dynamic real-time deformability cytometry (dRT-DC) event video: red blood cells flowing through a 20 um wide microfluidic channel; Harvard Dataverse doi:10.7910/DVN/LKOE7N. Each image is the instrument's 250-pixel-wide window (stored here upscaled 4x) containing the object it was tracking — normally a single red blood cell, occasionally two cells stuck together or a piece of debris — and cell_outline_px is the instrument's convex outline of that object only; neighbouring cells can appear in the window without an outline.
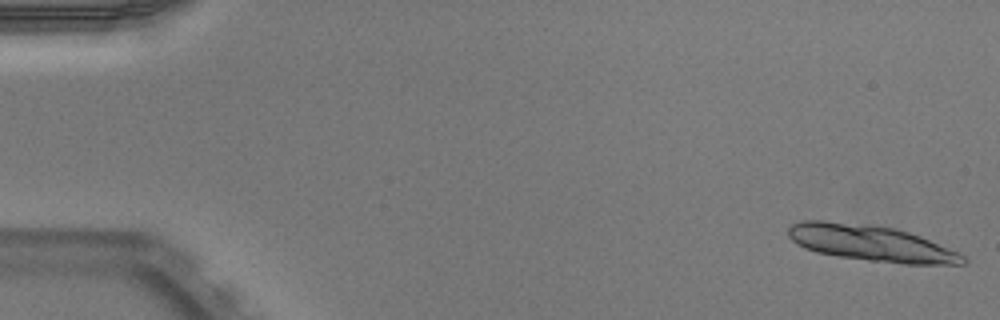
{"species": "Egyptian fruit bat (a non-hibernating species)", "species_latin": "Rousettus aegyptiacus", "temperature_condition": "warm", "stored_images_in_passage": 14, "camera_frame_rate_fps": 3000, "um_per_image_px": 0.085, "animal": {"sex": "male"}, "frame": {"image": 1, "passage_image": 1, "time_ms": 0.0, "image_size_px": [1000, 320], "cell_outline_px": [[968, 260], [964, 264], [904, 264], [868, 260], [840, 256], [816, 252], [804, 248], [796, 244], [788, 236], [788, 228], [792, 224], [800, 220], [824, 220], [868, 224], [896, 228], [920, 236], [960, 252]], "centroid_in_image_um": [74.03, 20.66], "position_along_channel_um": 11.0, "area_um2": 36.82}}